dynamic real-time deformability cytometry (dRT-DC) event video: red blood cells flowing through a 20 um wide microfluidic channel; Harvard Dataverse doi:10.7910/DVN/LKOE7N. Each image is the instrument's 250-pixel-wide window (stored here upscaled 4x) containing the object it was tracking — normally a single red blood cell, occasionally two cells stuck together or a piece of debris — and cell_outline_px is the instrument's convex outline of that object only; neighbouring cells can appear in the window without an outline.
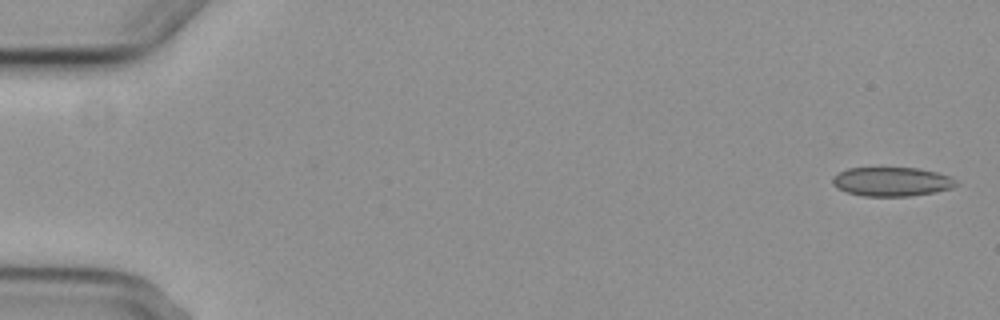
{"species": "common noctule bat (a hibernating species)", "species_latin": "Nyctalus noctula", "temperature_condition": "cold", "stored_images_in_passage": 7, "camera_frame_rate_fps": 3000, "um_per_image_px": 0.085, "animal": {"sex": "female", "body_mass_g": 29.2, "forearm_length_mm": 56.3}, "frame": {"image": 1, "passage_image": 1, "time_ms": 0.0, "image_size_px": [1000, 320], "cell_outline_px": [[960, 180], [952, 188], [936, 192], [908, 196], [864, 196], [848, 192], [836, 188], [832, 184], [832, 176], [848, 168], [920, 168], [952, 176]], "centroid_in_image_um": [75.83, 15.44], "position_along_channel_um": 9.2, "area_um2": 21.1}}
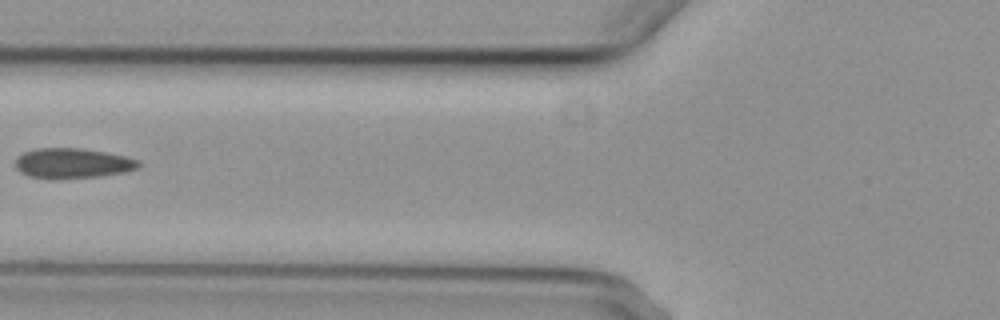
{"frame": {"image": 2, "passage_image": 6, "time_ms": 7.0, "image_size_px": [1000, 320], "cell_outline_px": [[144, 164], [140, 168], [124, 172], [100, 176], [60, 180], [48, 180], [28, 176], [20, 172], [16, 168], [16, 156], [24, 152], [36, 148], [80, 148], [128, 156], [140, 160]], "centroid_in_image_um": [6.19, 13.9], "position_along_channel_um": 119.6, "area_um2": 22.31}}
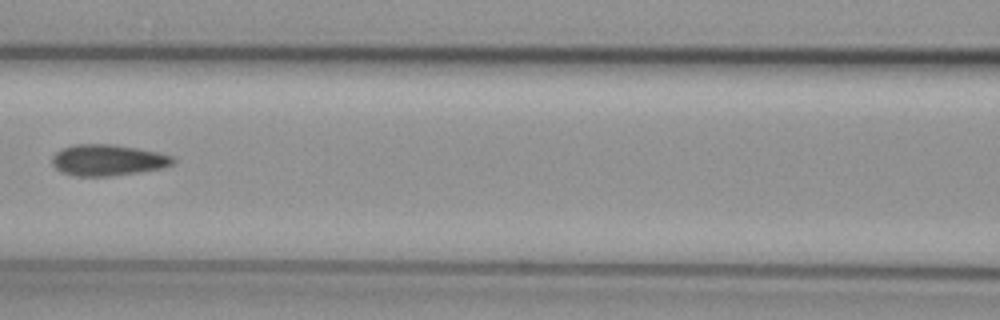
{"frame": {"image": 3, "passage_image": 7, "time_ms": 8.0, "image_size_px": [1000, 320], "cell_outline_px": [[176, 164], [160, 168], [136, 172], [108, 176], [76, 176], [60, 172], [52, 164], [52, 156], [60, 148], [72, 144], [112, 144], [136, 148], [156, 152], [172, 156], [176, 160]], "centroid_in_image_um": [9.12, 13.6], "position_along_channel_um": 157.5, "area_um2": 21.96}}